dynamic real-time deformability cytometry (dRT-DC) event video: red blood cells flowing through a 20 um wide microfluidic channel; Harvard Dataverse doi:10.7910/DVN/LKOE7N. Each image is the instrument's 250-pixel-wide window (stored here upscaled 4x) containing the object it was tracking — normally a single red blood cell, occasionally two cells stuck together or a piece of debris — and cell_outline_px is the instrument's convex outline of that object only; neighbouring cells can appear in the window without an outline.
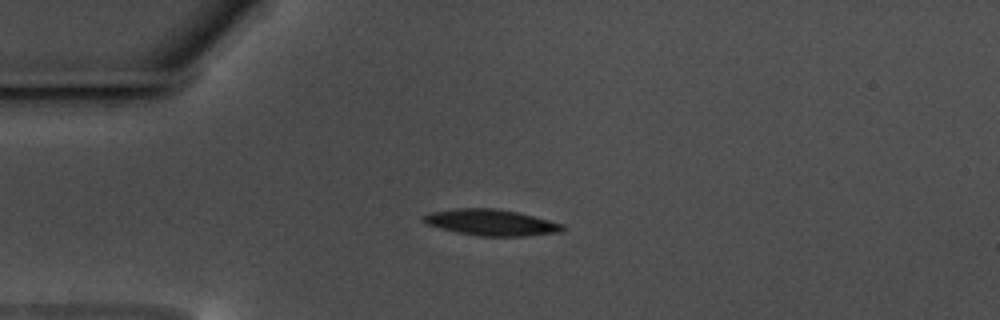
{"species": "common noctule bat (a hibernating species)", "species_latin": "Nyctalus noctula", "temperature_condition": "warm", "stored_images_in_passage": 44, "camera_frame_rate_fps": 3000, "um_per_image_px": 0.085, "animal": {"sex": "male", "body_mass_g": 17.5, "forearm_length_mm": 52.3}, "frame": {"image": 1, "passage_image": 1, "time_ms": 0.0, "image_size_px": [1000, 320], "cell_outline_px": [[568, 228], [564, 232], [524, 236], [480, 236], [440, 228], [428, 224], [424, 220], [424, 216], [428, 212], [452, 208], [492, 208], [516, 212], [564, 224]], "centroid_in_image_um": [41.8, 18.91], "position_along_channel_um": 43.2, "area_um2": 21.1}}
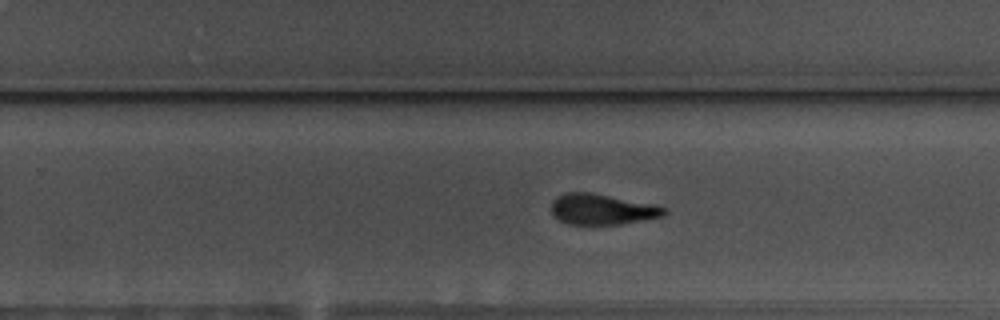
{"frame": {"image": 2, "passage_image": 23, "time_ms": 7.333, "image_size_px": [1000, 320], "cell_outline_px": [[668, 212], [664, 216], [620, 224], [568, 224], [560, 220], [552, 212], [552, 200], [556, 196], [564, 192], [592, 192], [652, 204], [668, 208]], "centroid_in_image_um": [51.18, 17.77], "position_along_channel_um": 278.6, "area_um2": 20.17}}
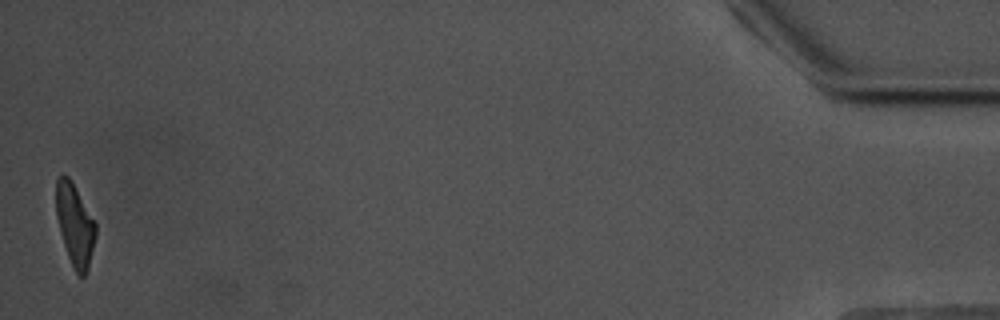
{"frame": {"image": 3, "passage_image": 44, "time_ms": 14.333, "image_size_px": [1000, 320], "cell_outline_px": [[96, 236], [88, 268], [84, 276], [80, 276], [72, 268], [60, 232], [56, 216], [56, 176], [64, 172], [72, 180], [96, 224]], "centroid_in_image_um": [6.35, 19.06], "position_along_channel_um": 428.9, "area_um2": 19.02}, "authors_computed_cell_mechanics": {"area_um2": 20.9525, "velocity_mm_per_s": 3.512, "shape_relaxation_time_tau1_ms": 5.1564, "shape_relaxation_time_tau2_ms": 2.7973, "deformation_change_tau1": 0.1976, "deformation_change_tau2": 0.0853}}